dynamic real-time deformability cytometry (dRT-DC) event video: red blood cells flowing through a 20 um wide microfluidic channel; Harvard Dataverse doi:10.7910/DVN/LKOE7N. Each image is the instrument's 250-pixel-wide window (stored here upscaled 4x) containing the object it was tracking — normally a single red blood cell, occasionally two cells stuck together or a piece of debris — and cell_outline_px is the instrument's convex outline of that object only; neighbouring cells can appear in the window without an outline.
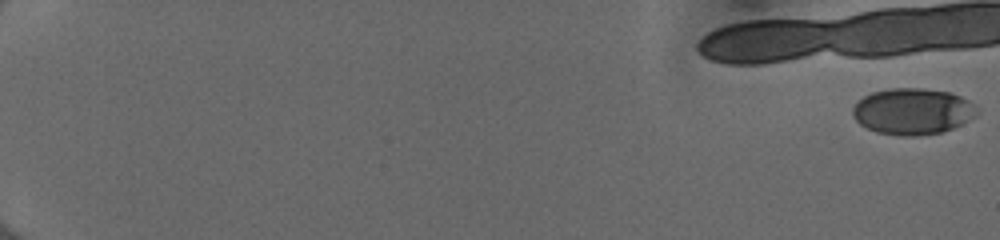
{"species": "human", "species_latin": "Homo sapiens", "temperature_condition": "cold", "stored_images_in_passage": 45, "camera_frame_rate_fps": 3000, "um_per_image_px": 0.085, "donor": {"sex": "female"}, "frame": {"image": 1, "passage_image": 1, "time_ms": 0.0, "image_size_px": [1000, 240], "cell_outline_px": [[976, 116], [952, 128], [940, 132], [916, 136], [900, 136], [876, 132], [860, 124], [856, 120], [852, 112], [852, 108], [864, 96], [872, 92], [892, 88], [920, 88], [948, 92], [960, 96], [976, 104]], "centroid_in_image_um": [77.56, 9.47], "position_along_channel_um": 7.4, "area_um2": 33.29}}
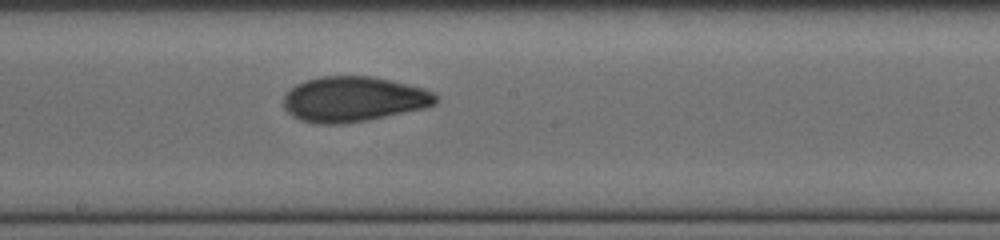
{"frame": {"image": 2, "passage_image": 28, "time_ms": 9.0, "image_size_px": [1000, 240], "cell_outline_px": [[440, 100], [436, 104], [424, 108], [368, 120], [340, 124], [316, 124], [300, 120], [292, 116], [284, 108], [284, 96], [296, 84], [320, 76], [372, 76], [424, 88], [440, 96]], "centroid_in_image_um": [30.07, 8.43], "position_along_channel_um": 218.1, "area_um2": 40.17}}
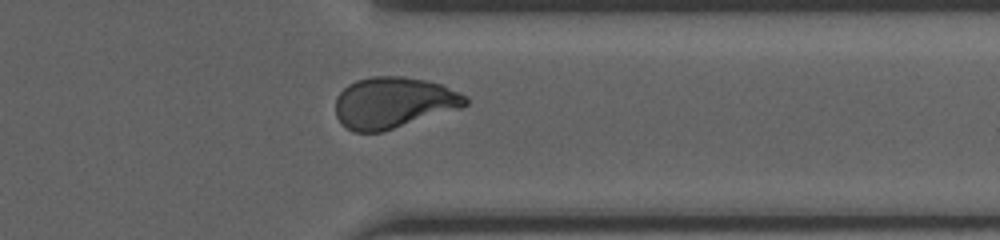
{"frame": {"image": 3, "passage_image": 40, "time_ms": 13.0, "image_size_px": [1000, 240], "cell_outline_px": [[468, 104], [460, 108], [380, 132], [356, 132], [348, 128], [336, 116], [336, 96], [348, 84], [356, 80], [372, 76], [404, 76], [428, 80], [440, 84], [468, 96]], "centroid_in_image_um": [33.45, 8.7], "position_along_channel_um": 378.0, "area_um2": 38.49}}